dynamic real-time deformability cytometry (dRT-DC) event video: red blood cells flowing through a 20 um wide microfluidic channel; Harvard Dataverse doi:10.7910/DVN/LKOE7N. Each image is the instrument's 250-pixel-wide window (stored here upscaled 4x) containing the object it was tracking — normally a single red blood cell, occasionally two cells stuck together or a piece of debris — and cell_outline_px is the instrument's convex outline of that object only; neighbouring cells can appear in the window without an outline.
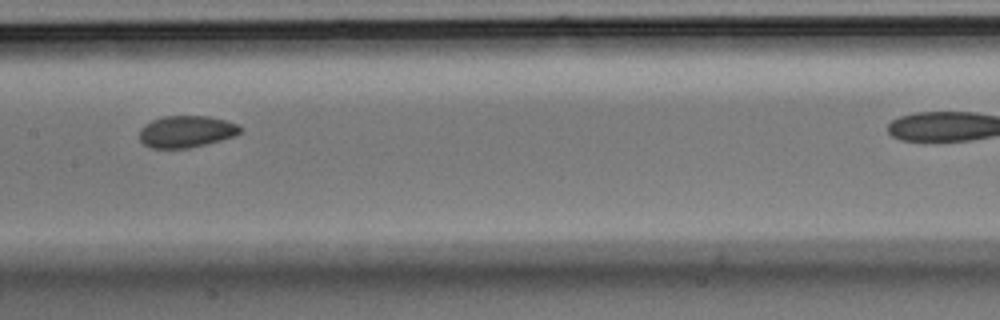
{"species": "Egyptian fruit bat (a non-hibernating species)", "species_latin": "Rousettus aegyptiacus", "temperature_condition": "room temperature", "stored_images_in_passage": 7, "camera_frame_rate_fps": 3000, "um_per_image_px": 0.085, "animal": {"sex": "male"}, "frame": {"image": 1, "passage_image": 4, "time_ms": 1.0, "image_size_px": [1000, 320], "cell_outline_px": [[240, 132], [236, 136], [188, 148], [152, 148], [144, 144], [140, 140], [140, 128], [144, 124], [152, 120], [164, 116], [208, 116], [240, 124]], "centroid_in_image_um": [15.83, 11.17], "position_along_channel_um": 191.6, "area_um2": 18.61}}
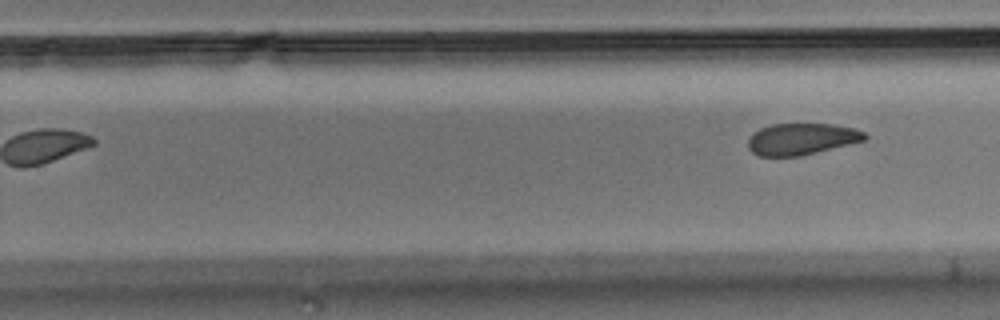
{"frame": {"image": 2, "passage_image": 7, "time_ms": 2.0, "image_size_px": [1000, 320], "cell_outline_px": [[868, 136], [864, 140], [852, 144], [800, 156], [760, 156], [752, 152], [748, 148], [748, 140], [760, 128], [772, 124], [832, 124], [852, 128], [864, 132]], "centroid_in_image_um": [68.15, 11.82], "position_along_channel_um": 261.7, "area_um2": 21.33}}